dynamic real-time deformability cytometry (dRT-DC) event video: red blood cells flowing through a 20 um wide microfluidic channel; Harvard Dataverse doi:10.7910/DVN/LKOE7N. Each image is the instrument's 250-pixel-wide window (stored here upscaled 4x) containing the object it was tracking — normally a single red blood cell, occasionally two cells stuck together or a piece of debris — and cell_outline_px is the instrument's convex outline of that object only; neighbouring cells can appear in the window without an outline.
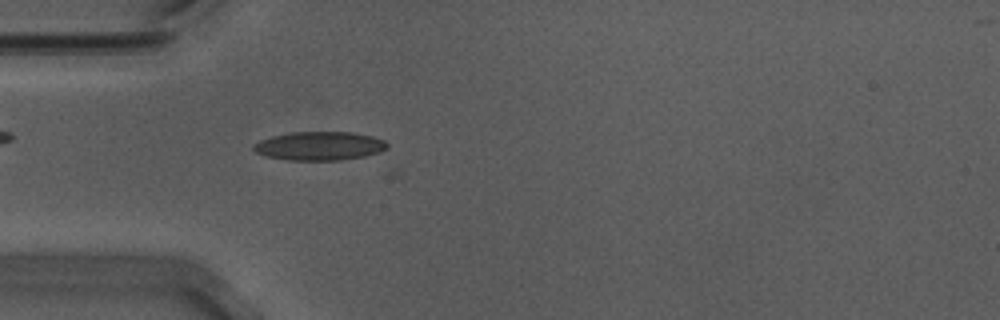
{"species": "Egyptian fruit bat (a non-hibernating species)", "species_latin": "Rousettus aegyptiacus", "temperature_condition": "warm", "stored_images_in_passage": 16, "camera_frame_rate_fps": 3000, "um_per_image_px": 0.085, "animal": {"sex": "male"}, "frame": {"image": 1, "passage_image": 16, "time_ms": 5.0, "image_size_px": [1000, 320], "cell_outline_px": [[384, 144], [380, 148], [364, 152], [344, 156], [280, 156], [292, 136], [356, 136]], "centroid_in_image_um": [27.92, 12.41], "position_along_channel_um": 57.1, "area_um2": 12.08}}